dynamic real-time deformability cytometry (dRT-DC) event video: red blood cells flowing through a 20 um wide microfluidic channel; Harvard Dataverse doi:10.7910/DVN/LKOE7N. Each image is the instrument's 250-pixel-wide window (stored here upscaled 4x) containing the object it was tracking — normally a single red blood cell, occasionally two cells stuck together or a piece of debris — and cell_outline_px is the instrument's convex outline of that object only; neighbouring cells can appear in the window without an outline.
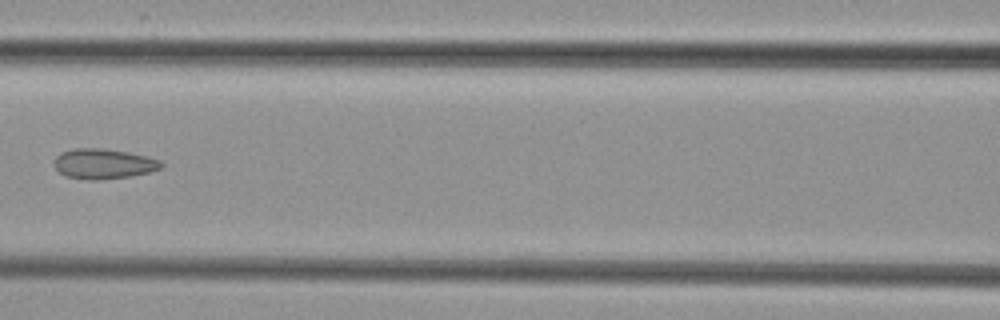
{"species": "common noctule bat (a hibernating species)", "species_latin": "Nyctalus noctula", "temperature_condition": "cold", "stored_images_in_passage": 7, "camera_frame_rate_fps": 3000, "um_per_image_px": 0.085, "animal": {"sex": "female", "body_mass_g": 29.2, "forearm_length_mm": 56.3}, "frame": {"image": 1, "passage_image": 7, "time_ms": 8.0, "image_size_px": [1000, 320], "cell_outline_px": [[164, 164], [160, 168], [148, 172], [132, 176], [100, 180], [88, 180], [64, 176], [52, 164], [56, 156], [60, 152], [72, 148], [104, 148], [128, 152], [160, 160]], "centroid_in_image_um": [8.75, 13.92], "position_along_channel_um": 157.9, "area_um2": 18.96}}